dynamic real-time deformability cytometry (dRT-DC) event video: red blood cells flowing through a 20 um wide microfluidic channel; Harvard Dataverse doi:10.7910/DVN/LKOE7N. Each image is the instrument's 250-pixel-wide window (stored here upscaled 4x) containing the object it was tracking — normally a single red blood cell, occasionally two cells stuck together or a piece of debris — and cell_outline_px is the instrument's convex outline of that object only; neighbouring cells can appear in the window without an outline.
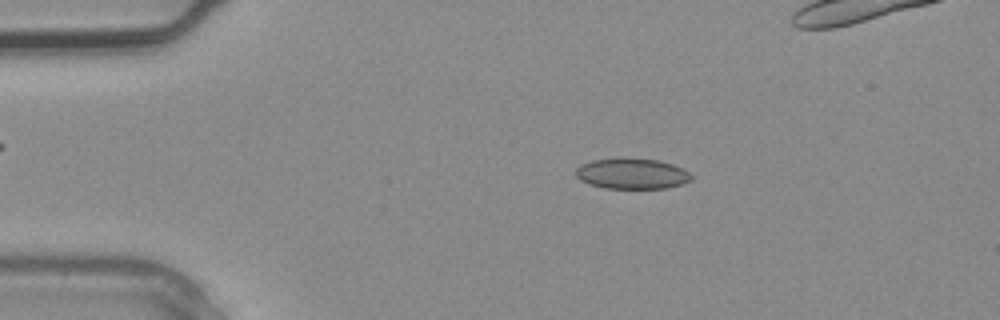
{"species": "common noctule bat (a hibernating species)", "species_latin": "Nyctalus noctula", "temperature_condition": "warm", "stored_images_in_passage": 3, "camera_frame_rate_fps": 3000, "um_per_image_px": 0.085, "animal": {"sex": "male", "body_mass_g": 20.4}, "frame": {"image": 1, "passage_image": 1, "time_ms": 0.0, "image_size_px": [1000, 320], "cell_outline_px": [[692, 180], [668, 188], [604, 188], [588, 184], [580, 180], [576, 176], [576, 168], [580, 164], [592, 160], [660, 160], [672, 164], [688, 172], [692, 176]], "centroid_in_image_um": [53.7, 14.79], "position_along_channel_um": 31.3, "area_um2": 20.06}}